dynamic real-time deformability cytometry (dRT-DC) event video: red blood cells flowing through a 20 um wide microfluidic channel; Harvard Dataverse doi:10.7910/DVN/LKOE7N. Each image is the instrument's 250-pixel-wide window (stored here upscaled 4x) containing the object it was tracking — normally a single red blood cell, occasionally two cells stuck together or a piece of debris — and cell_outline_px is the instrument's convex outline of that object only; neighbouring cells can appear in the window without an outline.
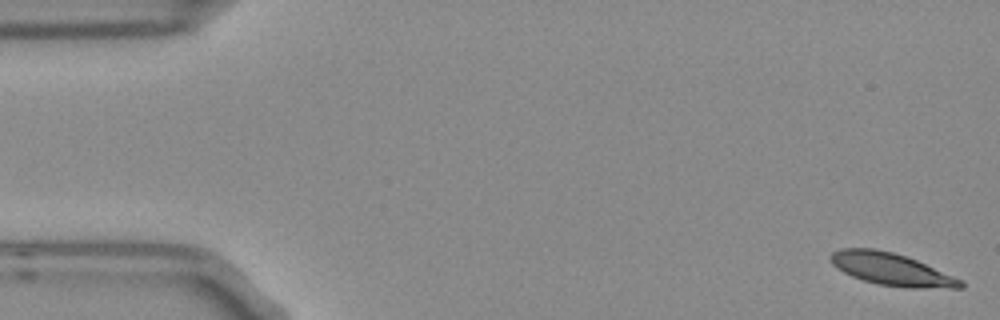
{"species": "Egyptian fruit bat (a non-hibernating species)", "species_latin": "Rousettus aegyptiacus", "temperature_condition": "room temperature", "stored_images_in_passage": 5, "camera_frame_rate_fps": 3000, "um_per_image_px": 0.085, "frame": {"image": 1, "passage_image": 1, "time_ms": 0.0, "image_size_px": [1000, 320], "cell_outline_px": [[964, 288], [912, 288], [880, 284], [864, 280], [852, 276], [844, 272], [832, 264], [828, 260], [828, 256], [832, 252], [840, 248], [876, 248], [892, 252], [916, 260], [952, 276], [960, 280], [964, 284]], "centroid_in_image_um": [75.7, 22.87], "position_along_channel_um": 9.3, "area_um2": 24.16}}
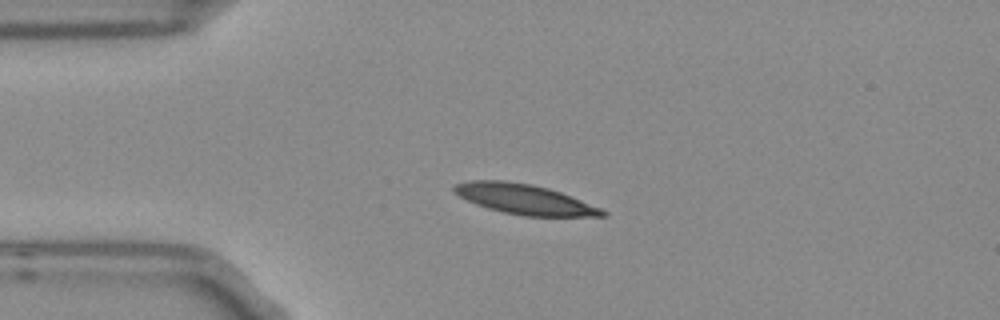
{"frame": {"image": 2, "passage_image": 4, "time_ms": 1.0, "image_size_px": [1000, 320], "cell_outline_px": [[608, 216], [524, 216], [504, 212], [488, 208], [476, 204], [460, 196], [452, 188], [456, 184], [472, 180], [504, 180], [532, 184], [548, 188], [560, 192], [600, 208], [608, 212]], "centroid_in_image_um": [44.59, 16.93], "position_along_channel_um": 40.4, "area_um2": 25.61}}